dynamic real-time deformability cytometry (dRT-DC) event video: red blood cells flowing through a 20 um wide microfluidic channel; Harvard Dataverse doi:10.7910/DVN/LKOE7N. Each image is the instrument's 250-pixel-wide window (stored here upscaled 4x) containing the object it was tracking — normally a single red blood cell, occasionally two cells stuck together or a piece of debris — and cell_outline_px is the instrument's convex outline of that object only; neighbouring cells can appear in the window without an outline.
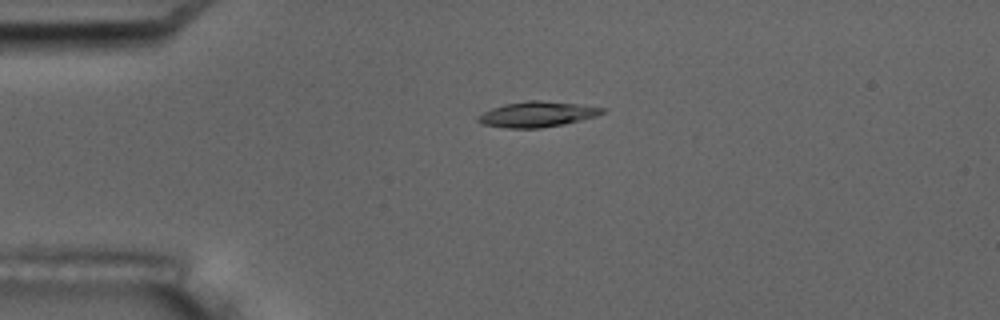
{"species": "common noctule bat (a hibernating species)", "species_latin": "Nyctalus noctula", "temperature_condition": "room temperature", "stored_images_in_passage": 4, "camera_frame_rate_fps": 3000, "um_per_image_px": 0.085, "animal": {"sex": "male", "body_mass_g": 17.5, "forearm_length_mm": 52.3}, "frame": {"image": 1, "passage_image": 3, "time_ms": 2.333, "image_size_px": [1000, 320], "cell_outline_px": [[604, 112], [596, 116], [564, 124], [540, 128], [508, 128], [480, 124], [476, 120], [484, 112], [492, 108], [504, 104], [528, 100], [540, 100], [576, 104], [604, 108]], "centroid_in_image_um": [45.62, 9.72], "position_along_channel_um": 39.4, "area_um2": 18.21}}